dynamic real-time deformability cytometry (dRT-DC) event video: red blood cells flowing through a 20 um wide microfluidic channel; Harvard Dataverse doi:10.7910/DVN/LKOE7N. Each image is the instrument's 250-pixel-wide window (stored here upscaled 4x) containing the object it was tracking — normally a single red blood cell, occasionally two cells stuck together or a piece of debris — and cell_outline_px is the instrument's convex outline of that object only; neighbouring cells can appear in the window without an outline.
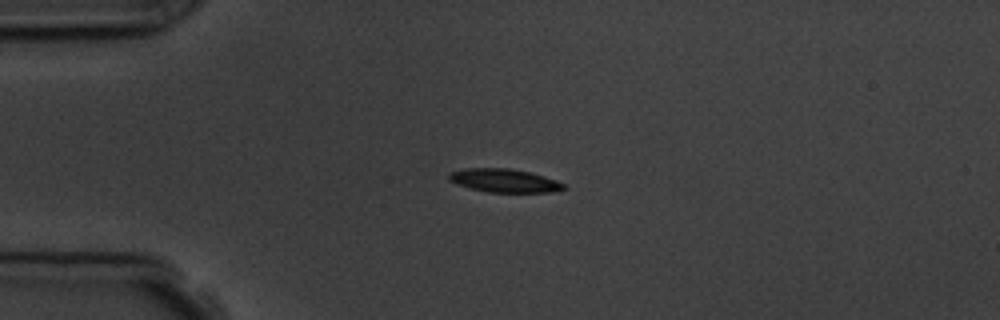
{"species": "common noctule bat (a hibernating species)", "species_latin": "Nyctalus noctula", "temperature_condition": "room temperature", "stored_images_in_passage": 6, "camera_frame_rate_fps": 3000, "um_per_image_px": 0.085, "animal": {"sex": "male", "body_mass_g": 19.5, "forearm_length_mm": 54.6}, "frame": {"image": 1, "passage_image": 3, "time_ms": 2.333, "image_size_px": [1000, 320], "cell_outline_px": [[568, 188], [552, 192], [488, 192], [456, 184], [448, 180], [448, 172], [464, 168], [508, 168], [528, 172], [544, 176], [556, 180], [564, 184]], "centroid_in_image_um": [42.84, 15.34], "position_along_channel_um": 42.2, "area_um2": 15.66}}